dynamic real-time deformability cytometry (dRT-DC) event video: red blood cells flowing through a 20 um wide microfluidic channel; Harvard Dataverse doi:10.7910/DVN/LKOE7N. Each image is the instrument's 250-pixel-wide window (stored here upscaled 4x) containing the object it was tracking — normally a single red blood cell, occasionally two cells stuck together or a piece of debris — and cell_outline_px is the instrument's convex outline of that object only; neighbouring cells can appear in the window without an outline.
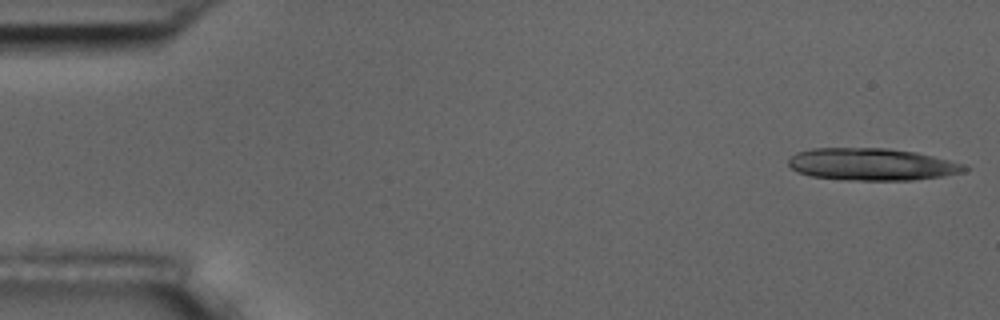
{"species": "common noctule bat (a hibernating species)", "species_latin": "Nyctalus noctula", "temperature_condition": "room temperature", "stored_images_in_passage": 4, "camera_frame_rate_fps": 3000, "um_per_image_px": 0.085, "animal": {"sex": "male", "body_mass_g": 17.5, "forearm_length_mm": 52.3}, "frame": {"image": 1, "passage_image": 1, "time_ms": 0.0, "image_size_px": [1000, 320], "cell_outline_px": [[972, 168], [964, 172], [944, 176], [912, 180], [848, 180], [812, 176], [796, 172], [788, 164], [788, 160], [796, 152], [812, 148], [888, 148], [916, 152], [948, 160]], "centroid_in_image_um": [74.09, 13.97], "position_along_channel_um": 10.9, "area_um2": 33.0}}